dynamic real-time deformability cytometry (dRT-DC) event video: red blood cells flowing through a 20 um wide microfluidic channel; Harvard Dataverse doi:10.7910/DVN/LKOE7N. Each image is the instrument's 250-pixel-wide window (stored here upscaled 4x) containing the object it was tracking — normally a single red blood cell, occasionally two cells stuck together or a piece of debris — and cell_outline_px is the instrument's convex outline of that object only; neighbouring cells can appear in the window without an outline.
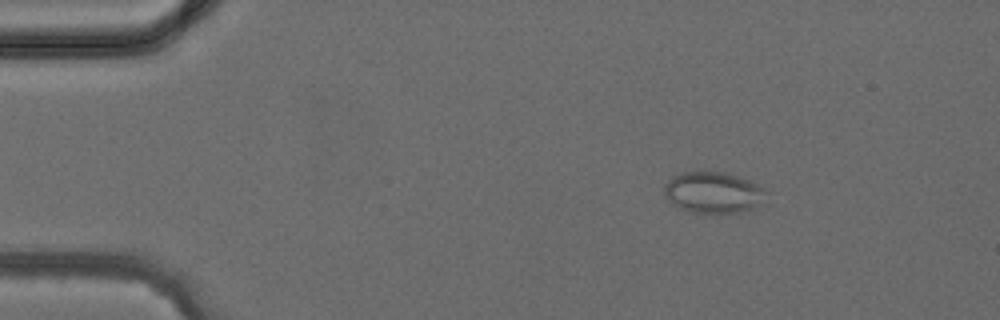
{"species": "common noctule bat (a hibernating species)", "species_latin": "Nyctalus noctula", "temperature_condition": "cold", "stored_images_in_passage": 4, "camera_frame_rate_fps": 3000, "um_per_image_px": 0.085, "animal": {"sex": "female", "body_mass_g": 24.6, "forearm_length_mm": 56.2}, "frame": {"image": 1, "passage_image": 2, "time_ms": 1.0, "image_size_px": [1000, 320], "cell_outline_px": [[764, 188], [756, 204], [752, 208], [740, 212], [692, 212], [680, 208], [672, 204], [664, 196], [664, 184], [668, 180], [684, 172], [728, 172], [752, 180]], "centroid_in_image_um": [60.55, 16.33], "position_along_channel_um": 24.5, "area_um2": 23.93}}
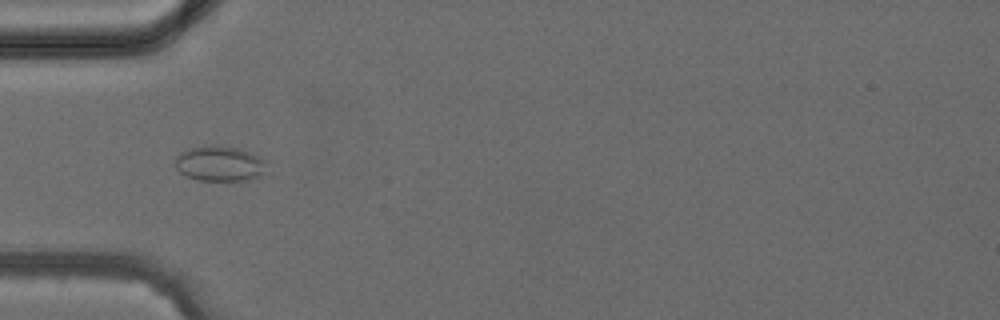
{"frame": {"image": 2, "passage_image": 3, "time_ms": 3.333, "image_size_px": [1000, 320], "cell_outline_px": [[268, 160], [264, 172], [260, 176], [248, 180], [200, 180], [184, 176], [176, 168], [176, 156], [180, 152], [188, 148], [212, 144], [216, 144], [240, 148]], "centroid_in_image_um": [18.68, 13.88], "position_along_channel_um": 66.3, "area_um2": 19.13}}
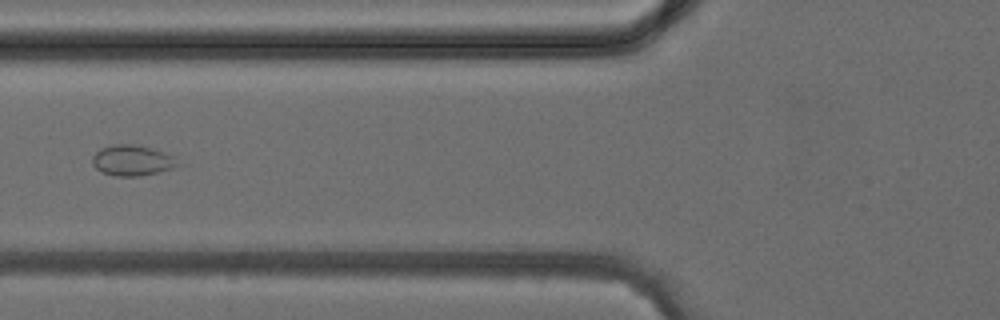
{"frame": {"image": 3, "passage_image": 4, "time_ms": 4.333, "image_size_px": [1000, 320], "cell_outline_px": [[184, 164], [172, 168], [140, 176], [116, 176], [104, 172], [96, 168], [92, 164], [92, 156], [100, 148], [112, 144], [132, 144], [148, 148], [172, 156]], "centroid_in_image_um": [11.22, 13.64], "position_along_channel_um": 114.6, "area_um2": 15.03}}